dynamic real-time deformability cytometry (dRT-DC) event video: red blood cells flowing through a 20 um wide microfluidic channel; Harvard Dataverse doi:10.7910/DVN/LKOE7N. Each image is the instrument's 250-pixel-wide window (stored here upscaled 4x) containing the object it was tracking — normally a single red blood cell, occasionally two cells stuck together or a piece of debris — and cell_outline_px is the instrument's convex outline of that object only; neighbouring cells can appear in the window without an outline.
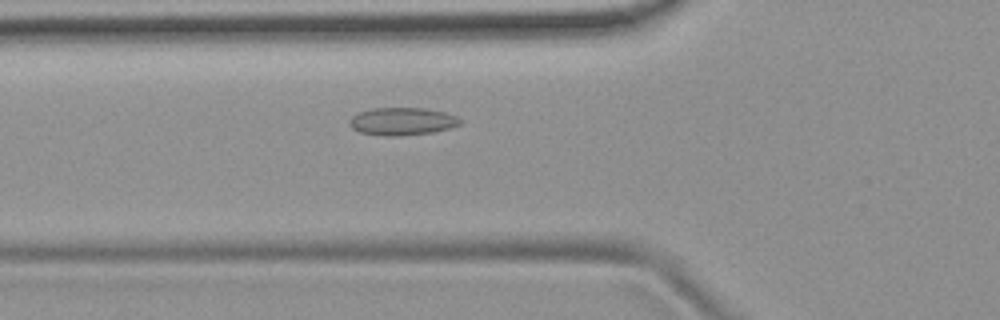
{"species": "common noctule bat (a hibernating species)", "species_latin": "Nyctalus noctula", "temperature_condition": "room temperature", "stored_images_in_passage": 37, "camera_frame_rate_fps": 3000, "um_per_image_px": 0.085, "animal": {"sex": "female", "body_mass_g": 19.9}, "frame": {"image": 1, "passage_image": 3, "time_ms": 0.667, "image_size_px": [1000, 320], "cell_outline_px": [[460, 124], [448, 128], [432, 132], [400, 136], [384, 136], [360, 132], [352, 128], [348, 124], [348, 120], [352, 116], [360, 112], [372, 108], [424, 108], [444, 112], [456, 116], [460, 120]], "centroid_in_image_um": [34.14, 10.32], "position_along_channel_um": 91.7, "area_um2": 17.74}}
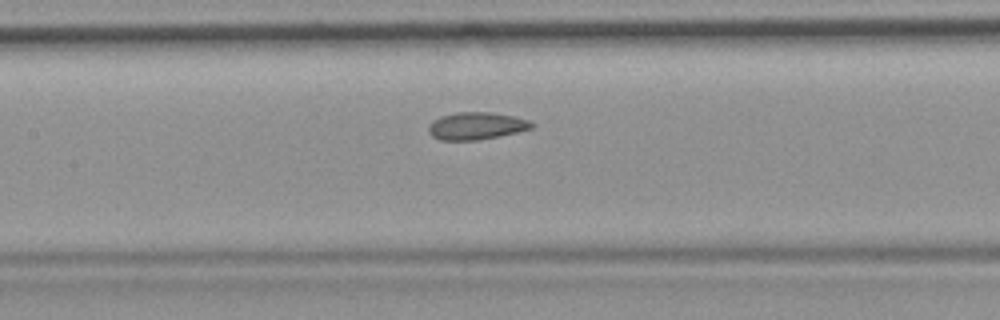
{"frame": {"image": 2, "passage_image": 9, "time_ms": 2.667, "image_size_px": [1000, 320], "cell_outline_px": [[536, 124], [532, 128], [500, 136], [476, 140], [440, 140], [432, 136], [428, 132], [428, 124], [432, 120], [440, 116], [456, 112], [492, 112], [516, 116], [528, 120]], "centroid_in_image_um": [40.47, 10.69], "position_along_channel_um": 166.9, "area_um2": 16.65}}
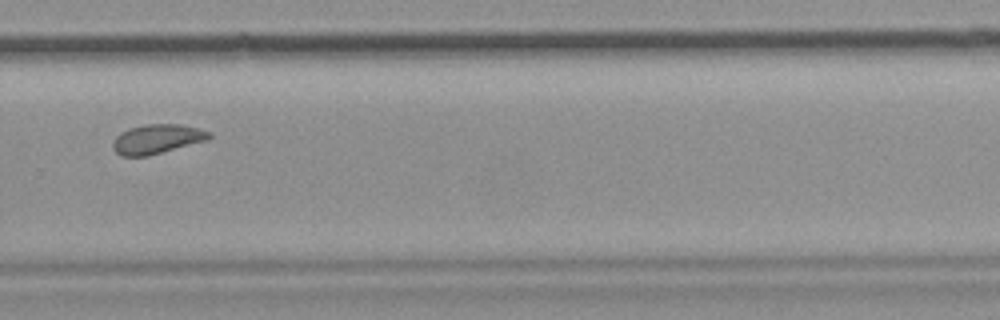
{"frame": {"image": 3, "passage_image": 21, "time_ms": 6.667, "image_size_px": [1000, 320], "cell_outline_px": [[212, 136], [208, 140], [148, 156], [120, 156], [112, 148], [112, 144], [116, 136], [120, 132], [128, 128], [144, 124], [180, 124], [212, 132]], "centroid_in_image_um": [13.33, 11.81], "position_along_channel_um": 316.5, "area_um2": 16.65}, "authors_computed_cell_mechanics": {"area_um2": 16.5886, "velocity_mm_per_s": 3.7578, "shape_relaxation_time_tau1_ms": null, "shape_relaxation_time_tau2_ms": 1.9815, "deformation_change_tau1": null, "deformation_change_tau2": 0.069}}